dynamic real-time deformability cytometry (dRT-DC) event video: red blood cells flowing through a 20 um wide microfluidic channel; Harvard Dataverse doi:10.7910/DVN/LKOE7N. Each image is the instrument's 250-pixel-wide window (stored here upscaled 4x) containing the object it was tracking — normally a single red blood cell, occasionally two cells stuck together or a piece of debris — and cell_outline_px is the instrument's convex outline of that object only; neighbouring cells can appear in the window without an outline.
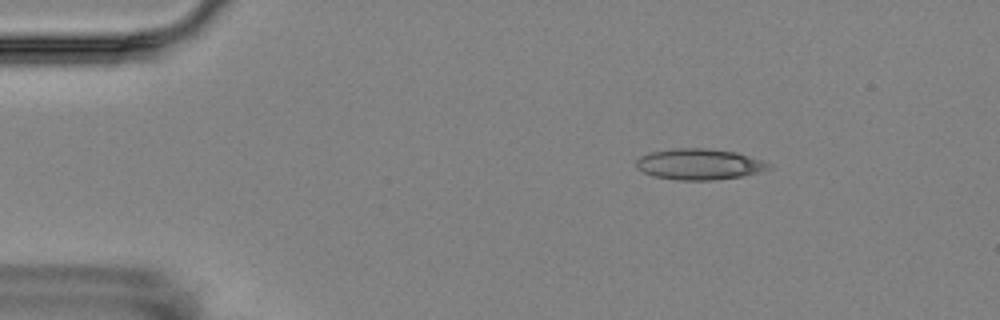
{"species": "Egyptian fruit bat (a non-hibernating species)", "species_latin": "Rousettus aegyptiacus", "temperature_condition": "room temperature", "stored_images_in_passage": 6, "camera_frame_rate_fps": 3000, "um_per_image_px": 0.085, "animal": {"sex": "female"}, "frame": {"image": 1, "passage_image": 3, "time_ms": 2.333, "image_size_px": [1000, 320], "cell_outline_px": [[772, 168], [760, 172], [740, 176], [712, 180], [676, 180], [652, 176], [636, 168], [636, 160], [640, 156], [648, 152], [672, 148], [708, 148], [736, 152], [764, 160], [772, 164]], "centroid_in_image_um": [59.43, 13.95], "position_along_channel_um": 25.6, "area_um2": 24.22}}